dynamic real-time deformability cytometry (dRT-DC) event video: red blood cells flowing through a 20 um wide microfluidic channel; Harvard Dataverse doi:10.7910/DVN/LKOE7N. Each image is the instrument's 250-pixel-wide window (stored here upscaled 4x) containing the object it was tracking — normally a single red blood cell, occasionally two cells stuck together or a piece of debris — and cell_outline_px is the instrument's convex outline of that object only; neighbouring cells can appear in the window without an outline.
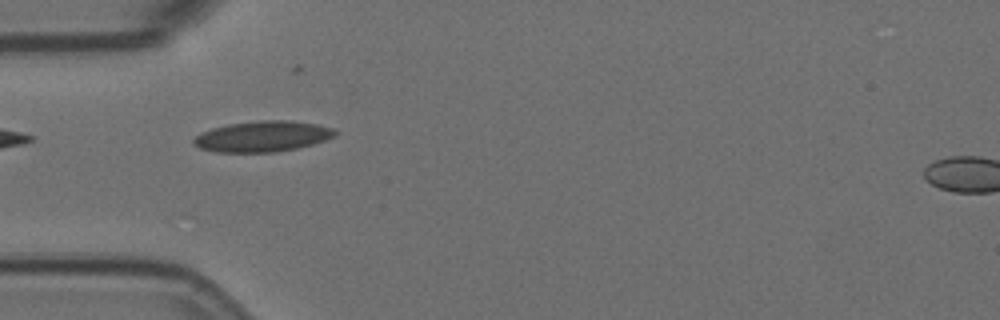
{"species": "Egyptian fruit bat (a non-hibernating species)", "species_latin": "Rousettus aegyptiacus", "temperature_condition": "room temperature", "stored_images_in_passage": 2, "camera_frame_rate_fps": 3000, "um_per_image_px": 0.085, "animal": {"sex": "female"}, "frame": {"image": 1, "passage_image": 1, "time_ms": 0.0, "image_size_px": [1000, 320], "cell_outline_px": [[340, 132], [324, 140], [312, 144], [296, 148], [276, 152], [216, 152], [200, 148], [192, 144], [192, 140], [196, 136], [212, 128], [228, 124], [260, 120], [292, 120], [316, 124], [336, 128]], "centroid_in_image_um": [22.33, 11.58], "position_along_channel_um": 62.7, "area_um2": 25.37}}
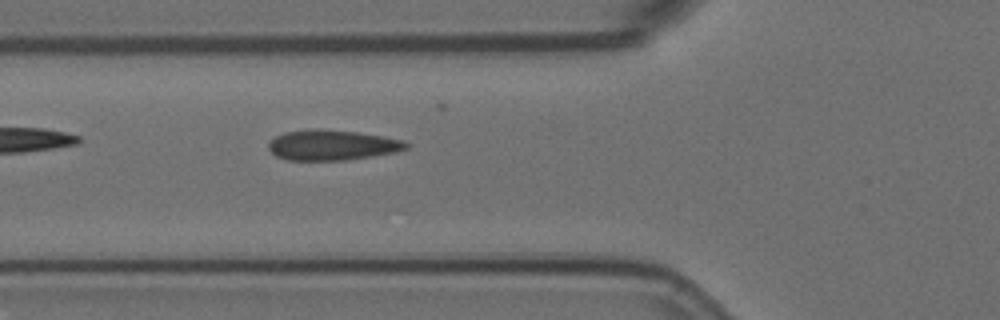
{"frame": {"image": 2, "passage_image": 2, "time_ms": 0.333, "image_size_px": [1000, 320], "cell_outline_px": [[412, 144], [408, 148], [396, 152], [372, 156], [344, 160], [288, 160], [276, 156], [268, 148], [268, 144], [276, 136], [284, 132], [312, 128], [316, 128], [360, 132], [404, 140]], "centroid_in_image_um": [28.26, 12.32], "position_along_channel_um": 97.5, "area_um2": 24.51}}